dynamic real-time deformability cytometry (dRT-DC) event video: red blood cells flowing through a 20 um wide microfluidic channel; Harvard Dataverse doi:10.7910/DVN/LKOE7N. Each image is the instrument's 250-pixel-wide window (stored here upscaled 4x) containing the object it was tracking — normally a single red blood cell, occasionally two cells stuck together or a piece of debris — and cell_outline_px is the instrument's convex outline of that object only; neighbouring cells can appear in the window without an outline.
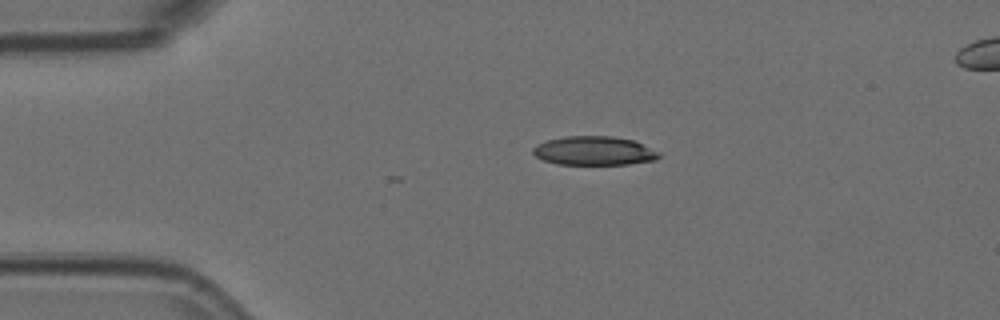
{"species": "Egyptian fruit bat (a non-hibernating species)", "species_latin": "Rousettus aegyptiacus", "temperature_condition": "room temperature", "stored_images_in_passage": 3, "camera_frame_rate_fps": 3000, "um_per_image_px": 0.085, "animal": {"sex": "female"}, "frame": {"image": 1, "passage_image": 1, "time_ms": 0.0, "image_size_px": [1000, 320], "cell_outline_px": [[660, 156], [656, 160], [628, 164], [556, 164], [544, 160], [536, 156], [532, 152], [532, 148], [536, 144], [548, 140], [564, 136], [612, 136], [632, 140], [660, 152]], "centroid_in_image_um": [50.48, 12.82], "position_along_channel_um": 34.5, "area_um2": 21.15}}
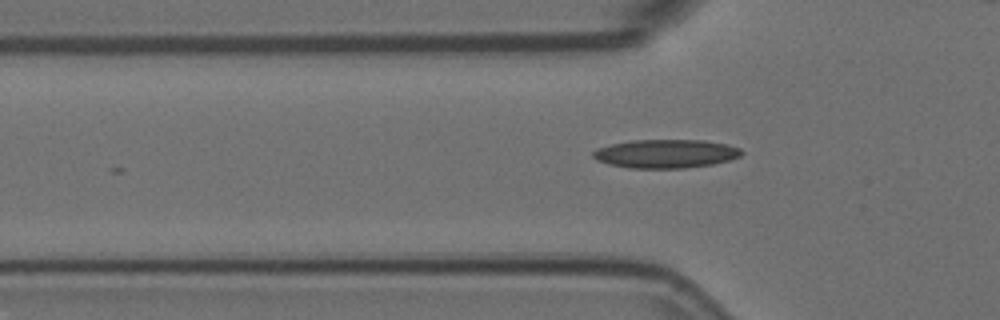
{"frame": {"image": 2, "passage_image": 3, "time_ms": 0.667, "image_size_px": [1000, 320], "cell_outline_px": [[744, 152], [740, 156], [728, 160], [712, 164], [684, 168], [628, 168], [608, 164], [596, 160], [592, 156], [592, 152], [600, 148], [612, 144], [632, 140], [704, 140], [724, 144], [740, 148]], "centroid_in_image_um": [56.58, 13.07], "position_along_channel_um": 69.2, "area_um2": 24.62}}